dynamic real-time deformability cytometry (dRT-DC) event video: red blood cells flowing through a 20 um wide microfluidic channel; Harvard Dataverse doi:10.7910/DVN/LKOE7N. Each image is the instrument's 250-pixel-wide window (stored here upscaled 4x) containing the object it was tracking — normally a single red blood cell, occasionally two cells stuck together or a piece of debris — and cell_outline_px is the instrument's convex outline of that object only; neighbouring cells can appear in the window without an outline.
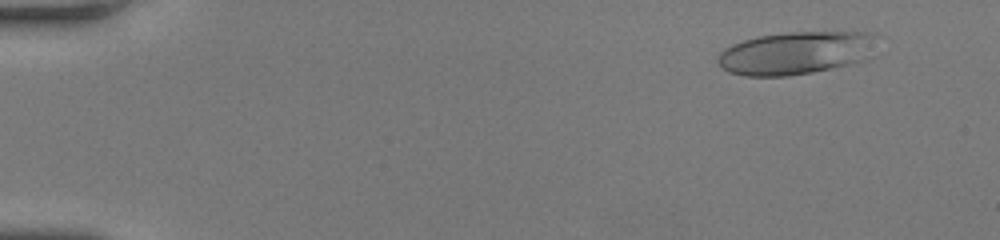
{"species": "human", "species_latin": "Homo sapiens", "temperature_condition": "room temperature", "stored_images_in_passage": 59, "camera_frame_rate_fps": 3000, "um_per_image_px": 0.085, "donor": {"sex": "female"}, "frame": {"image": 1, "passage_image": 6, "time_ms": 1.667, "image_size_px": [1000, 240], "cell_outline_px": [[876, 32], [864, 60], [848, 64], [812, 72], [788, 76], [744, 76], [728, 72], [716, 60], [720, 52], [724, 48], [732, 44], [756, 36], [788, 32]], "centroid_in_image_um": [67.54, 4.5], "position_along_channel_um": 17.5, "area_um2": 39.25}}
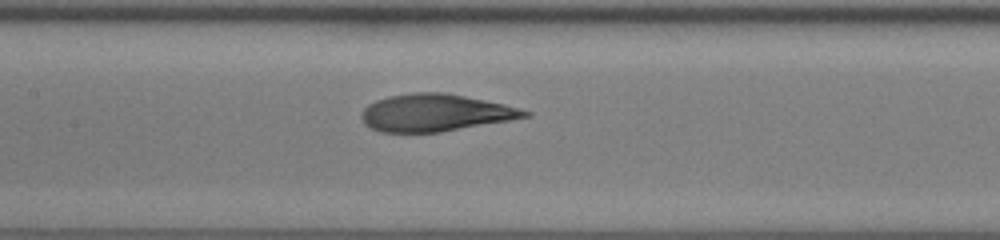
{"frame": {"image": 2, "passage_image": 30, "time_ms": 9.667, "image_size_px": [1000, 240], "cell_outline_px": [[532, 116], [440, 132], [380, 132], [364, 124], [360, 116], [360, 112], [368, 104], [376, 100], [388, 96], [412, 92], [444, 92], [504, 104], [520, 108], [532, 112]], "centroid_in_image_um": [36.97, 9.58], "position_along_channel_um": 170.4, "area_um2": 35.43}}
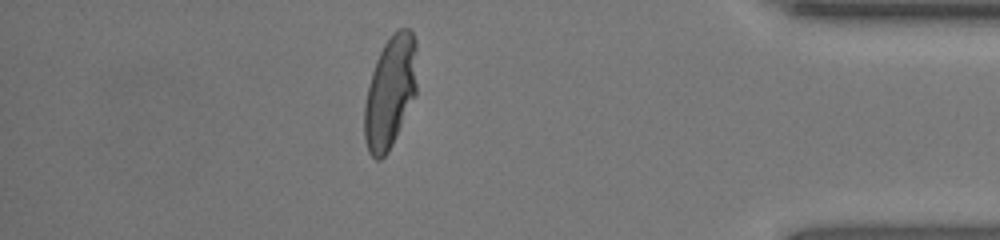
{"frame": {"image": 3, "passage_image": 52, "time_ms": 17.0, "image_size_px": [1000, 240], "cell_outline_px": [[416, 96], [388, 152], [380, 160], [376, 160], [368, 152], [364, 140], [364, 104], [372, 72], [376, 60], [384, 44], [392, 32], [396, 28], [408, 28], [412, 32], [416, 40]], "centroid_in_image_um": [33.16, 7.81], "position_along_channel_um": 402.0, "area_um2": 34.56}, "authors_computed_cell_mechanics": {"area_um2": 35.6626, "velocity_mm_per_s": 3.6136, "shape_relaxation_time_tau1_ms": 7.3811, "shape_relaxation_time_tau2_ms": 1.1309, "deformation_change_tau1": 0.273, "deformation_change_tau2": 0.0754}}